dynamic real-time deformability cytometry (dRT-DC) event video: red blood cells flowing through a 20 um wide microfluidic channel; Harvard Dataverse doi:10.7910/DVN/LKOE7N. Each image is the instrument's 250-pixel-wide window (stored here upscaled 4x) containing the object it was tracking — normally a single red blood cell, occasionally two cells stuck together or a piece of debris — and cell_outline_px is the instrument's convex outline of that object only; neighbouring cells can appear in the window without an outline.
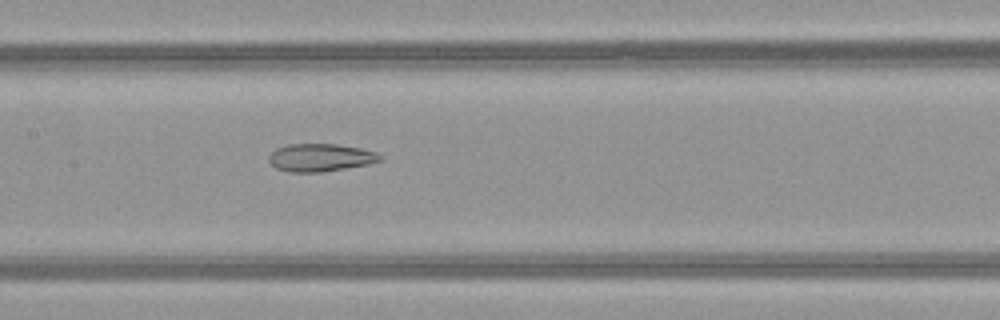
{"species": "common noctule bat (a hibernating species)", "species_latin": "Nyctalus noctula", "temperature_condition": "warm", "stored_images_in_passage": 48, "camera_frame_rate_fps": 3000, "um_per_image_px": 0.085, "animal": {"sex": "female", "body_mass_g": 21.9}, "frame": {"image": 1, "passage_image": 22, "time_ms": 7.0, "image_size_px": [1000, 320], "cell_outline_px": [[384, 160], [368, 164], [324, 172], [288, 172], [276, 168], [268, 160], [268, 156], [276, 148], [288, 144], [336, 144], [360, 148], [376, 152], [384, 156]], "centroid_in_image_um": [27.26, 13.39], "position_along_channel_um": 180.1, "area_um2": 18.15}}
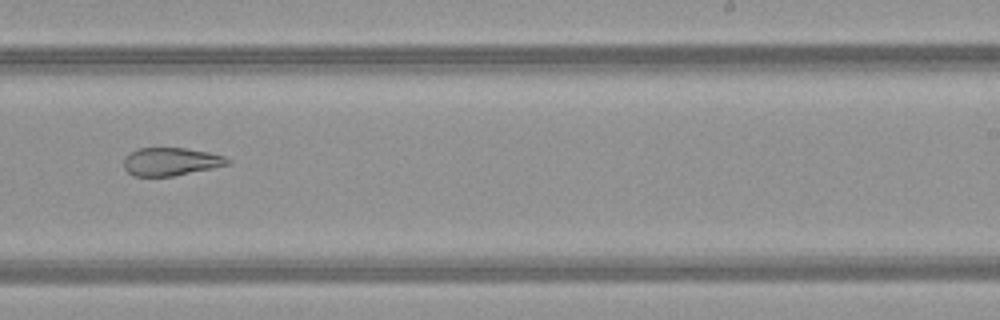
{"frame": {"image": 2, "passage_image": 29, "time_ms": 9.333, "image_size_px": [1000, 320], "cell_outline_px": [[232, 160], [228, 164], [212, 168], [172, 176], [132, 176], [124, 168], [124, 156], [136, 148], [184, 148], [208, 152], [224, 156]], "centroid_in_image_um": [14.48, 13.73], "position_along_channel_um": 274.5, "area_um2": 16.94}}
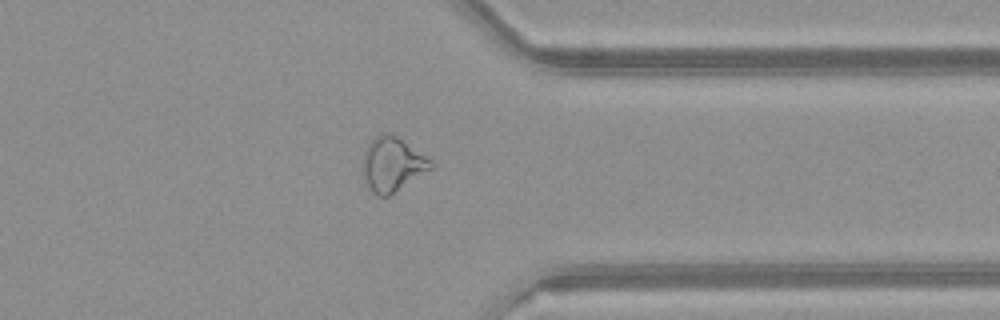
{"frame": {"image": 3, "passage_image": 37, "time_ms": 12.0, "image_size_px": [1000, 320], "cell_outline_px": [[436, 164], [432, 168], [388, 196], [380, 196], [372, 192], [364, 176], [360, 164], [364, 152], [368, 144], [376, 136], [384, 132], [396, 136], [432, 160]], "centroid_in_image_um": [33.33, 13.96], "position_along_channel_um": 378.1, "area_um2": 21.27}, "authors_computed_cell_mechanics": {"area_um2": 23.2645, "velocity_mm_per_s": 4.0491, "shape_relaxation_time_tau1_ms": null, "shape_relaxation_time_tau2_ms": 2.9536, "deformation_change_tau1": null, "deformation_change_tau2": 0.1112}}